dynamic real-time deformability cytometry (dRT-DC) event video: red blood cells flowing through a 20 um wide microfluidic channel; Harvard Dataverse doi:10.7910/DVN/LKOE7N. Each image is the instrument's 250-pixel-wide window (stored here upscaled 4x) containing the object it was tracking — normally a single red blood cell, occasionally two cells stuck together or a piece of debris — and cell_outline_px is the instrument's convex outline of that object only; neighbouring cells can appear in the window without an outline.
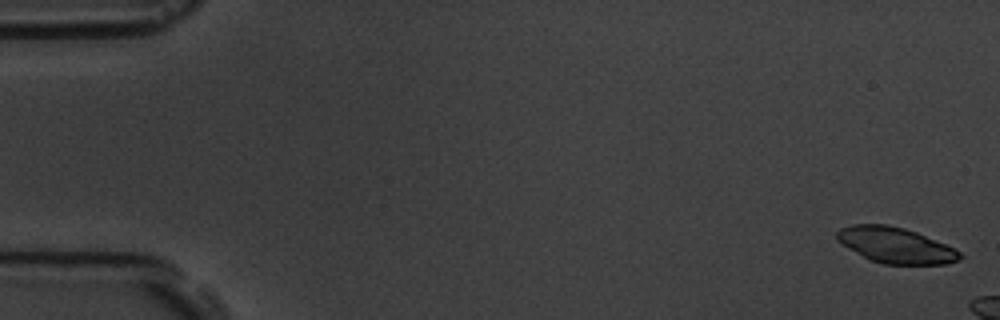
{"species": "common noctule bat (a hibernating species)", "species_latin": "Nyctalus noctula", "temperature_condition": "room temperature", "stored_images_in_passage": 3, "camera_frame_rate_fps": 3000, "um_per_image_px": 0.085, "animal": {"sex": "male", "body_mass_g": 19.5, "forearm_length_mm": 54.6}, "frame": {"image": 1, "passage_image": 1, "time_ms": 0.0, "image_size_px": [1000, 320], "cell_outline_px": [[964, 256], [960, 260], [948, 264], [884, 264], [872, 260], [848, 248], [836, 240], [836, 232], [840, 228], [852, 224], [888, 224], [904, 228], [916, 232], [944, 244], [960, 252]], "centroid_in_image_um": [76.11, 20.84], "position_along_channel_um": 8.9, "area_um2": 25.43}}